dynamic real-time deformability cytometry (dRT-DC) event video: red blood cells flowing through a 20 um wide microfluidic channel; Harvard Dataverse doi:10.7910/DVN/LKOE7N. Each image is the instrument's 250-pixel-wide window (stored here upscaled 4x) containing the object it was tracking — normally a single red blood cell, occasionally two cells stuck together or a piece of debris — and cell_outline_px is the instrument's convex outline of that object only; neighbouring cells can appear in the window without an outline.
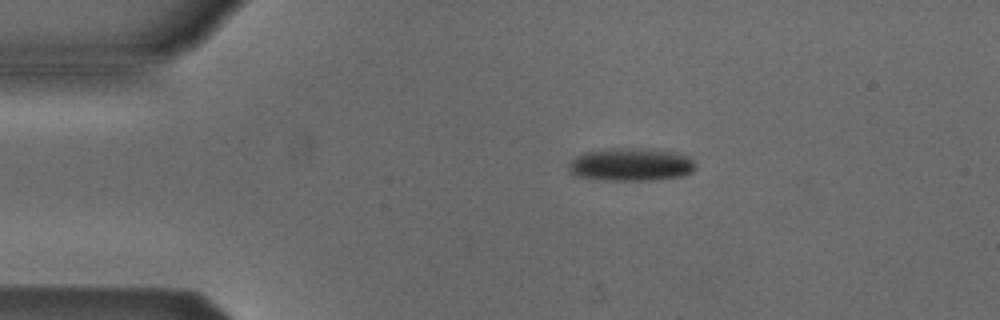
{"species": "Egyptian fruit bat (a non-hibernating species)", "species_latin": "Rousettus aegyptiacus", "temperature_condition": "cold", "stored_images_in_passage": 4, "camera_frame_rate_fps": 3000, "um_per_image_px": 0.085, "animal": {"sex": "male"}, "frame": {"image": 1, "passage_image": 2, "time_ms": 1.333, "image_size_px": [1000, 320], "cell_outline_px": [[696, 168], [692, 172], [684, 176], [652, 180], [604, 180], [576, 176], [572, 172], [568, 164], [576, 156], [584, 152], [608, 148], [652, 148], [676, 152], [692, 156], [696, 164]], "centroid_in_image_um": [53.71, 13.97], "position_along_channel_um": 31.3, "area_um2": 24.8}}
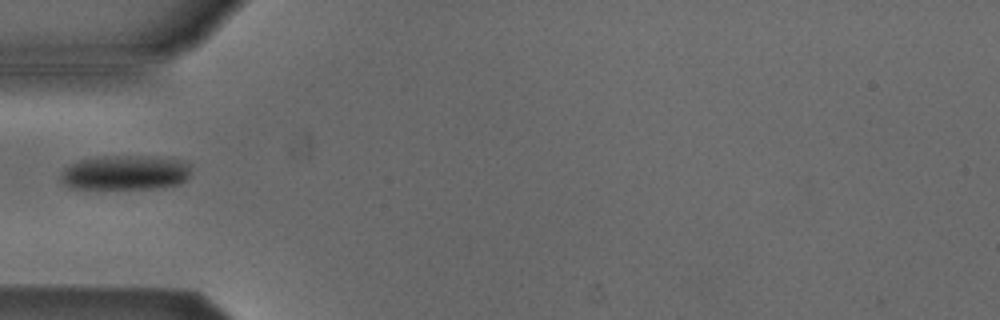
{"frame": {"image": 2, "passage_image": 4, "time_ms": 3.667, "image_size_px": [1000, 320], "cell_outline_px": [[188, 176], [180, 184], [156, 188], [68, 188], [60, 180], [60, 176], [64, 168], [80, 160], [96, 156], [144, 156], [180, 160], [188, 164]], "centroid_in_image_um": [10.58, 14.67], "position_along_channel_um": 74.4, "area_um2": 26.07}}